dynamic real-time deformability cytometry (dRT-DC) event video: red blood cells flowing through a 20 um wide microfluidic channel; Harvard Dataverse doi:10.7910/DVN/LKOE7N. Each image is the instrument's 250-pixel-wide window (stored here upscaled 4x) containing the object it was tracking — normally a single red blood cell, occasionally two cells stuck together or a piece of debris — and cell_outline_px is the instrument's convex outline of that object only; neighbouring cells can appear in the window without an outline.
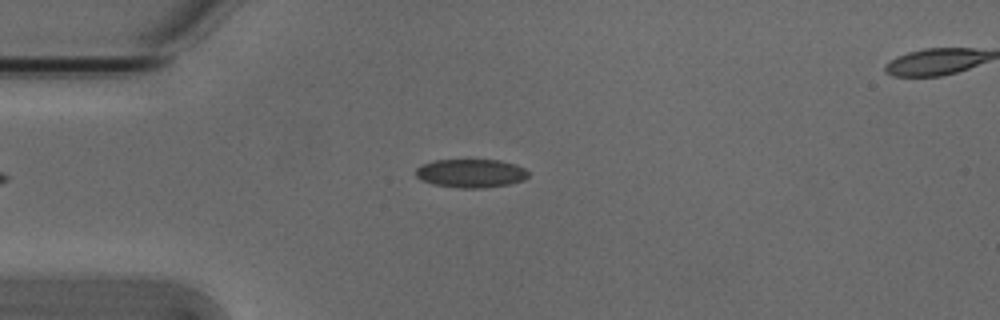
{"species": "Egyptian fruit bat (a non-hibernating species)", "species_latin": "Rousettus aegyptiacus", "temperature_condition": "cold", "stored_images_in_passage": 2, "segment_of_instrument_passage": [1, 2], "camera_frame_rate_fps": 3000, "um_per_image_px": 0.085, "animal": {"sex": "male"}, "frame": {"image": 1, "passage_image": 1, "time_ms": 0.0, "image_size_px": [1000, 320], "cell_outline_px": [[528, 176], [524, 180], [508, 184], [484, 188], [460, 188], [432, 184], [420, 180], [416, 176], [416, 168], [420, 164], [436, 160], [500, 160], [516, 164], [524, 168], [528, 172]], "centroid_in_image_um": [40.01, 14.73], "position_along_channel_um": 45.0, "area_um2": 18.84}}